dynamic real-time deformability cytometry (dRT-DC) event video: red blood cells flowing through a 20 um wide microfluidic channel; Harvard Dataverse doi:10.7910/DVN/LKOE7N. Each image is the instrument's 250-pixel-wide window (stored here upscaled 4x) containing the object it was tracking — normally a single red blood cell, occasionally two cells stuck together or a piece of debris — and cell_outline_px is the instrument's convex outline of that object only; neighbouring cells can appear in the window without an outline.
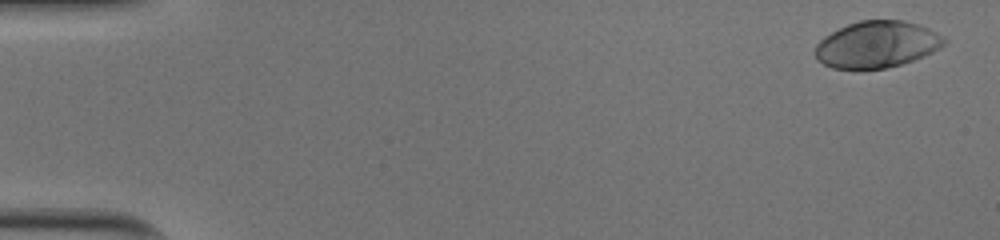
{"species": "human", "species_latin": "Homo sapiens", "temperature_condition": "cold", "stored_images_in_passage": 43, "camera_frame_rate_fps": 3000, "um_per_image_px": 0.085, "donor": {"sex": "male"}, "frame": {"image": 1, "passage_image": 2, "time_ms": 0.333, "image_size_px": [1000, 240], "cell_outline_px": [[948, 40], [940, 48], [924, 56], [900, 64], [884, 68], [832, 68], [816, 60], [812, 52], [816, 44], [824, 36], [848, 24], [860, 20], [904, 20], [920, 24], [944, 36]], "centroid_in_image_um": [74.52, 3.77], "position_along_channel_um": 10.5, "area_um2": 35.14}}
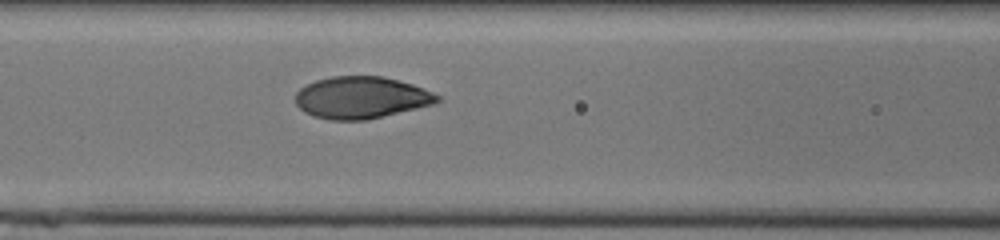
{"frame": {"image": 2, "passage_image": 23, "time_ms": 7.333, "image_size_px": [1000, 240], "cell_outline_px": [[444, 100], [436, 104], [368, 120], [332, 120], [312, 116], [304, 112], [296, 104], [296, 92], [300, 88], [316, 80], [332, 76], [384, 76], [412, 84], [432, 92], [440, 96]], "centroid_in_image_um": [30.74, 8.3], "position_along_channel_um": 135.9, "area_um2": 34.97}}
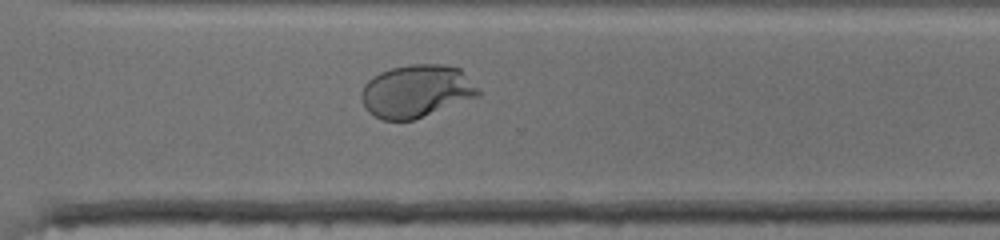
{"frame": {"image": 3, "passage_image": 38, "time_ms": 12.333, "image_size_px": [1000, 240], "cell_outline_px": [[484, 92], [480, 96], [412, 120], [384, 120], [368, 112], [364, 108], [360, 100], [360, 92], [364, 84], [372, 76], [380, 72], [392, 68], [412, 64], [440, 64], [460, 68]], "centroid_in_image_um": [35.4, 7.74], "position_along_channel_um": 335.2, "area_um2": 36.24}, "authors_computed_cell_mechanics": {"area_um2": 34.969, "velocity_mm_per_s": 3.9927, "shape_relaxation_time_tau1_ms": 3.2136, "shape_relaxation_time_tau2_ms": null, "deformation_change_tau1": 0.192, "deformation_change_tau2": null}}